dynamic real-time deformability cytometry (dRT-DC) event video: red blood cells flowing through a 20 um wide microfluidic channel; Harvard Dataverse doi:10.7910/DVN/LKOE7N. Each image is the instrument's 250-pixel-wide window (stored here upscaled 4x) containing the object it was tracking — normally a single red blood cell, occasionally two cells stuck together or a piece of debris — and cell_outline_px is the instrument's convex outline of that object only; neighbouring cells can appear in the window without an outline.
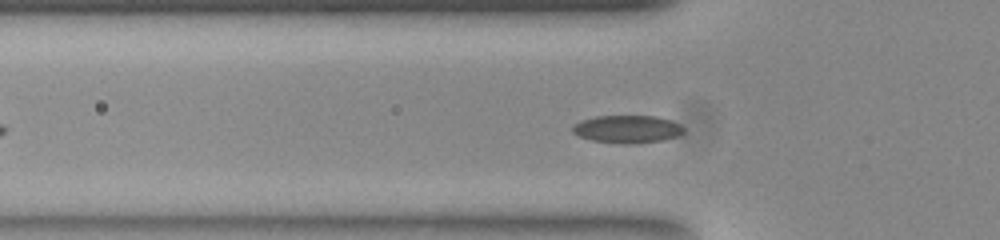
{"species": "common noctule bat (a hibernating species)", "species_latin": "Nyctalus noctula", "temperature_condition": "room temperature", "stored_images_in_passage": 44, "camera_frame_rate_fps": 3000, "um_per_image_px": 0.085, "animal": {"sex": "female", "body_mass_g": 23.0, "forearm_length_mm": 53.4}, "frame": {"image": 1, "passage_image": 13, "time_ms": 4.0, "image_size_px": [1000, 240], "cell_outline_px": [[684, 132], [676, 136], [664, 140], [632, 144], [624, 144], [592, 140], [580, 136], [572, 132], [572, 124], [580, 120], [596, 116], [656, 116], [672, 120], [680, 124], [684, 128]], "centroid_in_image_um": [53.32, 10.97], "position_along_channel_um": 72.5, "area_um2": 18.09}}
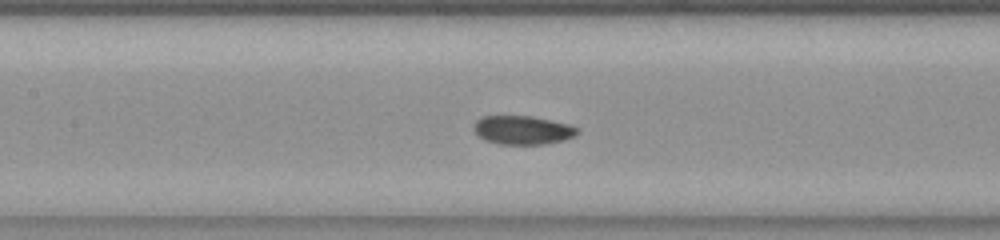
{"frame": {"image": 2, "passage_image": 20, "time_ms": 6.333, "image_size_px": [1000, 240], "cell_outline_px": [[580, 132], [564, 140], [544, 144], [500, 144], [484, 140], [476, 136], [472, 128], [476, 120], [480, 116], [532, 116], [568, 124], [576, 128]], "centroid_in_image_um": [44.35, 11.05], "position_along_channel_um": 163.1, "area_um2": 17.4}}
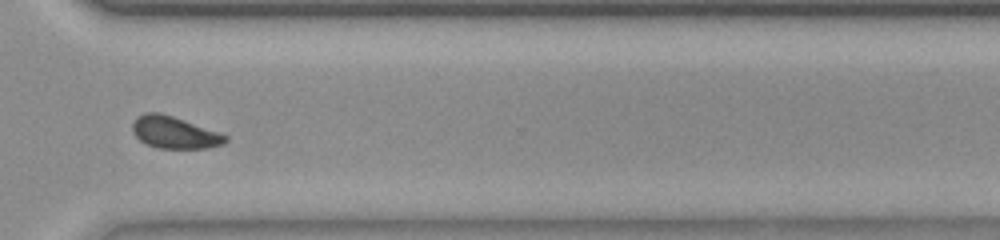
{"frame": {"image": 3, "passage_image": 35, "time_ms": 11.333, "image_size_px": [1000, 240], "cell_outline_px": [[228, 140], [224, 144], [208, 148], [156, 148], [140, 140], [132, 132], [132, 124], [136, 116], [144, 112], [156, 112], [172, 116], [228, 136]], "centroid_in_image_um": [14.79, 11.26], "position_along_channel_um": 355.8, "area_um2": 17.17}, "authors_computed_cell_mechanics": {"area_um2": 17.629, "velocity_mm_per_s": 3.8578, "shape_relaxation_time_tau1_ms": 8.3296, "shape_relaxation_time_tau2_ms": 2.6039, "deformation_change_tau1": 0.1407, "deformation_change_tau2": 0.0718}}